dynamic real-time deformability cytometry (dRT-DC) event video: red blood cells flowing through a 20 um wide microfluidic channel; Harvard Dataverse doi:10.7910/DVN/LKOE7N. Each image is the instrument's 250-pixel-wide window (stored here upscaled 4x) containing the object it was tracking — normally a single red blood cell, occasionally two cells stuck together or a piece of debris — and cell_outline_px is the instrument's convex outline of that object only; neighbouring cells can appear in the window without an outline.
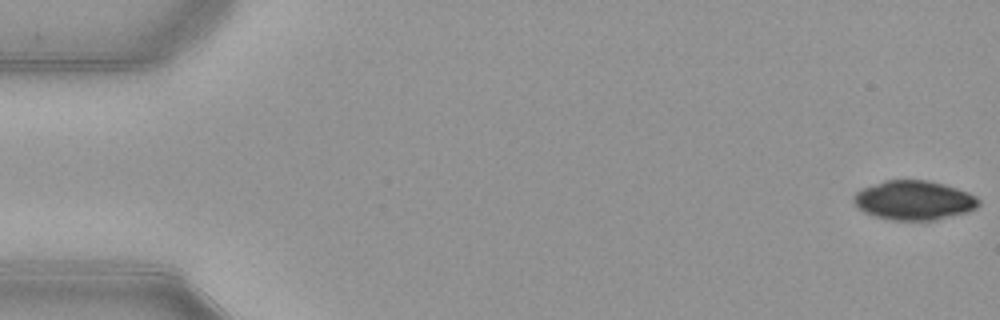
{"species": "common noctule bat (a hibernating species)", "species_latin": "Nyctalus noctula", "temperature_condition": "warm", "stored_images_in_passage": 53, "camera_frame_rate_fps": 3000, "um_per_image_px": 0.085, "animal": {"sex": "female", "body_mass_g": 21.9}, "frame": {"image": 1, "passage_image": 1, "time_ms": 0.0, "image_size_px": [1000, 320], "cell_outline_px": [[980, 204], [976, 208], [964, 212], [936, 220], [892, 220], [876, 216], [864, 212], [852, 200], [852, 196], [856, 192], [864, 188], [884, 180], [924, 180], [944, 184], [968, 192], [976, 196], [980, 200]], "centroid_in_image_um": [77.69, 17.02], "position_along_channel_um": 7.3, "area_um2": 28.38}}
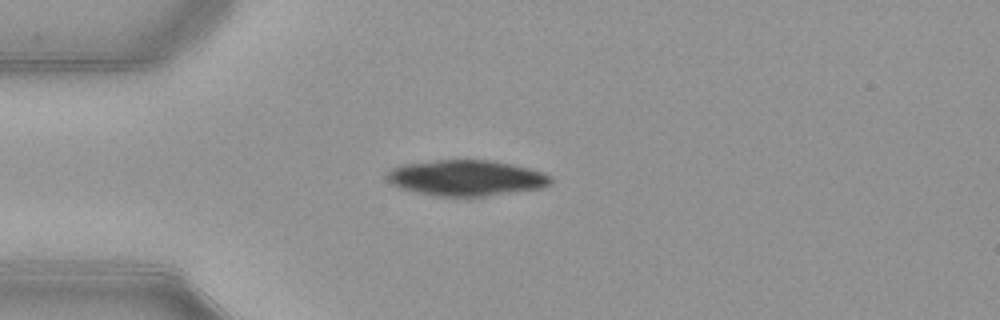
{"frame": {"image": 2, "passage_image": 14, "time_ms": 4.333, "image_size_px": [1000, 320], "cell_outline_px": [[552, 184], [544, 188], [488, 196], [436, 196], [416, 192], [400, 188], [392, 184], [384, 176], [392, 168], [404, 164], [436, 160], [492, 160], [528, 168], [552, 176]], "centroid_in_image_um": [39.65, 15.13], "position_along_channel_um": 45.4, "area_um2": 34.22}}
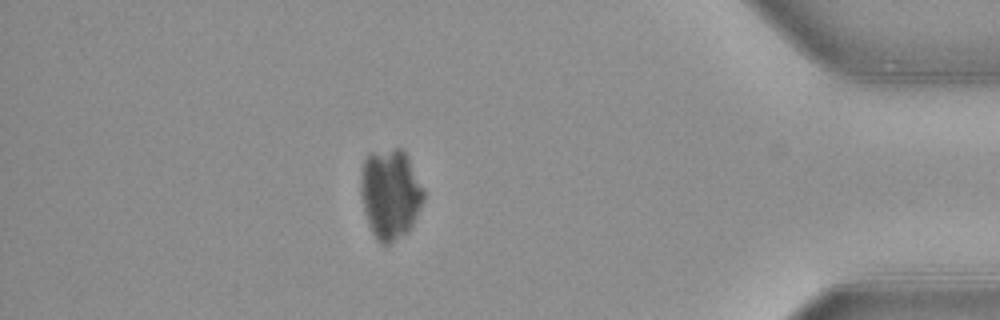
{"frame": {"image": 3, "passage_image": 46, "time_ms": 15.0, "image_size_px": [1000, 320], "cell_outline_px": [[424, 200], [408, 232], [388, 244], [380, 244], [372, 232], [368, 224], [364, 212], [360, 192], [360, 176], [364, 160], [368, 152], [396, 148], [400, 148], [408, 156], [424, 188]], "centroid_in_image_um": [33.16, 16.46], "position_along_channel_um": 402.0, "area_um2": 33.29}}